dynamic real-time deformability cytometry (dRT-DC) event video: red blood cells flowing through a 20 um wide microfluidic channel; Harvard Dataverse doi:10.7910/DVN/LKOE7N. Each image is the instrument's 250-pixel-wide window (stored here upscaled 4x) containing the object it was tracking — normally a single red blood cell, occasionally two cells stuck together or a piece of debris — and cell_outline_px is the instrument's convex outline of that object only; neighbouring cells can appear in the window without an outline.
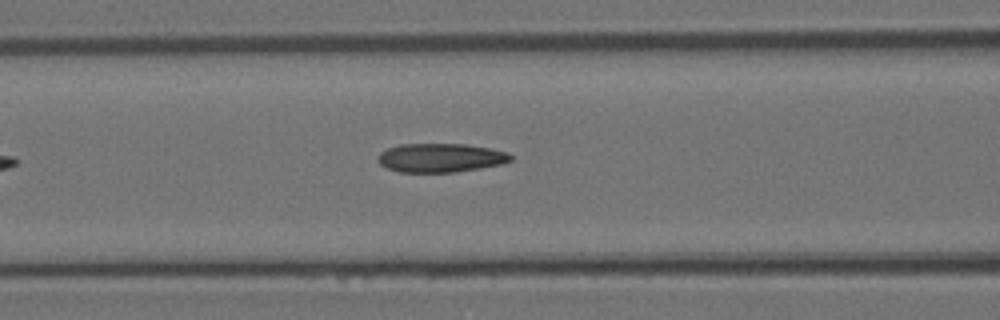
{"species": "Egyptian fruit bat (a non-hibernating species)", "species_latin": "Rousettus aegyptiacus", "temperature_condition": "room temperature", "stored_images_in_passage": 6, "camera_frame_rate_fps": 3000, "um_per_image_px": 0.085, "animal": {"sex": "female"}, "frame": {"image": 1, "passage_image": 6, "time_ms": 1.667, "image_size_px": [1000, 320], "cell_outline_px": [[512, 160], [500, 164], [480, 168], [456, 172], [400, 172], [388, 168], [380, 164], [376, 160], [380, 152], [388, 148], [400, 144], [464, 144], [492, 148], [508, 152], [512, 156]], "centroid_in_image_um": [37.45, 13.41], "position_along_channel_um": 129.2, "area_um2": 22.37}}